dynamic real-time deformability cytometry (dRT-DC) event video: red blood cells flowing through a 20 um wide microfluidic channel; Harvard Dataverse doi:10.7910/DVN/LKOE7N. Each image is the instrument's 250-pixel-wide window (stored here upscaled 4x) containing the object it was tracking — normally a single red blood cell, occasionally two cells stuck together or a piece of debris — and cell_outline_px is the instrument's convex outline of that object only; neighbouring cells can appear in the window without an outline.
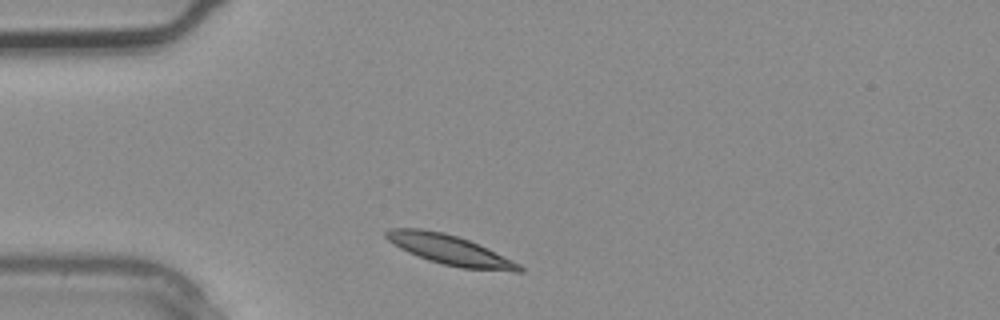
{"species": "common noctule bat (a hibernating species)", "species_latin": "Nyctalus noctula", "temperature_condition": "warm", "stored_images_in_passage": 1, "camera_frame_rate_fps": 3000, "um_per_image_px": 0.085, "animal": {"sex": "male", "body_mass_g": 20.4}, "frame": {"image": 1, "passage_image": 1, "time_ms": 0.0, "image_size_px": [1000, 320], "cell_outline_px": [[524, 272], [516, 272], [460, 268], [428, 260], [408, 252], [400, 248], [388, 240], [384, 236], [384, 232], [388, 228], [420, 228], [444, 232], [480, 244], [520, 264], [524, 268]], "centroid_in_image_um": [38.25, 21.24], "position_along_channel_um": 46.8, "area_um2": 23.24}}